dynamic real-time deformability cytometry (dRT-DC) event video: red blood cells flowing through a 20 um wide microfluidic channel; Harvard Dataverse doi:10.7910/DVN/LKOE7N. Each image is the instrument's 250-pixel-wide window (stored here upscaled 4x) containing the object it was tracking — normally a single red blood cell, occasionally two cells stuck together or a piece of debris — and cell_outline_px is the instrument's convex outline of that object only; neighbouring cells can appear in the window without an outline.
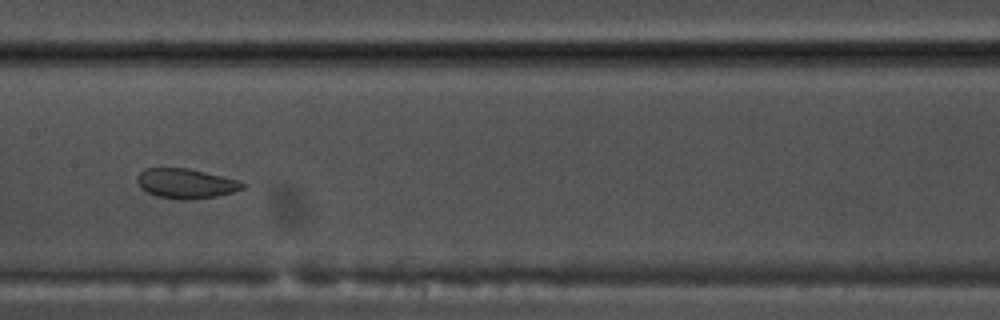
{"species": "common noctule bat (a hibernating species)", "species_latin": "Nyctalus noctula", "temperature_condition": "warm", "stored_images_in_passage": 21, "camera_frame_rate_fps": 3000, "um_per_image_px": 0.085, "animal": {"sex": "male", "body_mass_g": 17.5, "forearm_length_mm": 52.3}, "frame": {"image": 1, "passage_image": 12, "time_ms": 3.667, "image_size_px": [1000, 320], "cell_outline_px": [[248, 184], [244, 188], [232, 192], [216, 196], [184, 200], [180, 200], [156, 196], [140, 188], [136, 180], [136, 176], [144, 168], [188, 168], [224, 176], [240, 180]], "centroid_in_image_um": [15.81, 15.59], "position_along_channel_um": 191.6, "area_um2": 18.5}}